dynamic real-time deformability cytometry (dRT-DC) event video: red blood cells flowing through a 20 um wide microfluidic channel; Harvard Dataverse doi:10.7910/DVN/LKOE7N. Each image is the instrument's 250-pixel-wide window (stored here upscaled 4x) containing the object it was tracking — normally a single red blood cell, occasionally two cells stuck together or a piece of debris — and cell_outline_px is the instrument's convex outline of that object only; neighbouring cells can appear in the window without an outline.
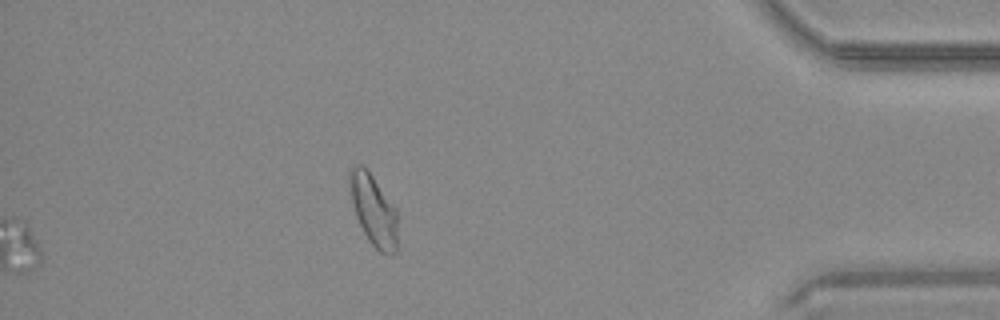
{"species": "common noctule bat (a hibernating species)", "species_latin": "Nyctalus noctula", "temperature_condition": "warm", "stored_images_in_passage": 35, "segment_of_instrument_passage": [2, 2], "camera_frame_rate_fps": 3000, "um_per_image_px": 0.085, "animal": {"sex": "male", "body_mass_g": 20.4}, "frame": {"image": 1, "passage_image": 35, "time_ms": 11.333, "image_size_px": [1000, 320], "cell_outline_px": [[396, 252], [388, 256], [380, 252], [368, 240], [356, 216], [352, 200], [348, 176], [348, 172], [356, 164], [364, 164], [396, 208]], "centroid_in_image_um": [31.74, 17.83], "position_along_channel_um": 403.5, "area_um2": 19.71}}